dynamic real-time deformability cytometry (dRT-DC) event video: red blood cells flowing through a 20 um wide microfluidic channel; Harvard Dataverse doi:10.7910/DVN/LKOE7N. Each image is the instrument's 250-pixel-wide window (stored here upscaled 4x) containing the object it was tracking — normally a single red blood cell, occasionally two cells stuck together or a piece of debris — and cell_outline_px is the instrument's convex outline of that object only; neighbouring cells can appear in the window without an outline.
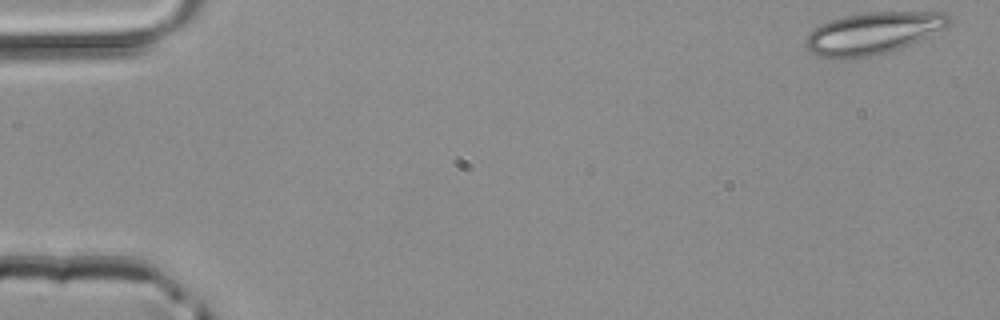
{"species": "common noctule bat (a hibernating species)", "species_latin": "Nyctalus noctula", "temperature_condition": "room temperature", "stored_images_in_passage": 47, "camera_frame_rate_fps": 3000, "um_per_image_px": 0.085, "animal": {"sex": "male", "body_mass_g": 20.4}, "frame": {"image": 1, "passage_image": 1, "time_ms": 0.0, "image_size_px": [1000, 320], "cell_outline_px": [[952, 24], [944, 28], [900, 48], [888, 52], [848, 60], [840, 60], [816, 56], [804, 44], [804, 40], [812, 28], [820, 24], [844, 16], [868, 12], [944, 12], [952, 20]], "centroid_in_image_um": [74.14, 2.83], "position_along_channel_um": 10.9, "area_um2": 35.08}}
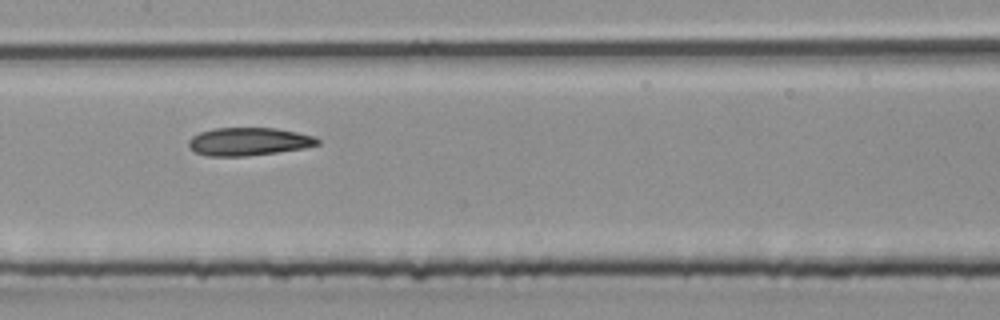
{"frame": {"image": 2, "passage_image": 23, "time_ms": 7.333, "image_size_px": [1000, 320], "cell_outline_px": [[320, 144], [304, 148], [248, 156], [208, 156], [196, 152], [188, 148], [188, 140], [192, 136], [200, 132], [212, 128], [276, 128], [296, 132], [312, 136], [320, 140]], "centroid_in_image_um": [21.1, 12.03], "position_along_channel_um": 186.3, "area_um2": 21.04}}
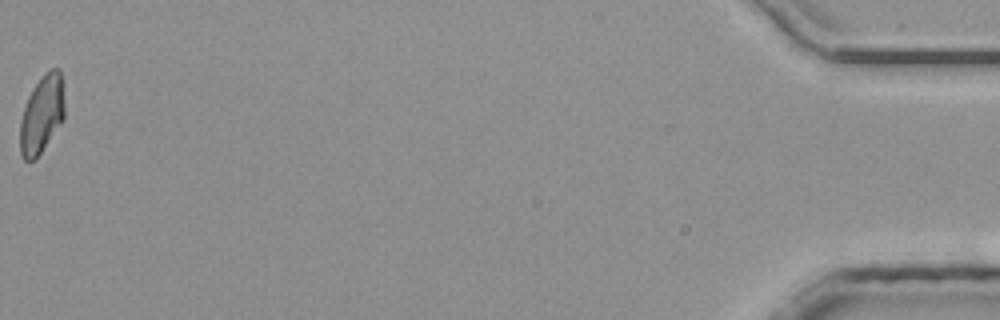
{"frame": {"image": 3, "passage_image": 47, "time_ms": 15.333, "image_size_px": [1000, 320], "cell_outline_px": [[64, 120], [36, 160], [24, 160], [20, 156], [20, 120], [28, 96], [32, 88], [40, 76], [44, 72], [52, 68], [60, 68], [64, 104]], "centroid_in_image_um": [3.55, 9.73], "position_along_channel_um": 431.7, "area_um2": 20.52}}